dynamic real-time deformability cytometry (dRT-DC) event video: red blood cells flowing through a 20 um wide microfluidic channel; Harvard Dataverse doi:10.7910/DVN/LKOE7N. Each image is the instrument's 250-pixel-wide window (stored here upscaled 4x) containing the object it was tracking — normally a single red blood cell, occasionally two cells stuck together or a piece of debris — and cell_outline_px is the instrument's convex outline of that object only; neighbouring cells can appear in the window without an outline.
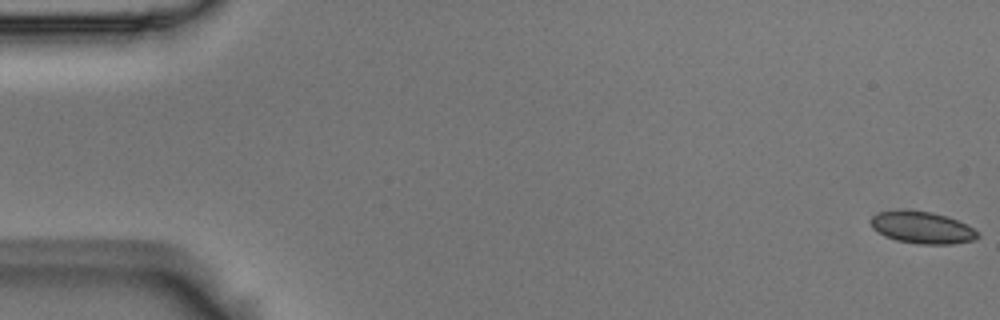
{"species": "Egyptian fruit bat (a non-hibernating species)", "species_latin": "Rousettus aegyptiacus", "temperature_condition": "room temperature", "stored_images_in_passage": 56, "camera_frame_rate_fps": 3000, "um_per_image_px": 0.085, "animal": {"sex": "male"}, "frame": {"image": 1, "passage_image": 1, "time_ms": 0.0, "image_size_px": [1000, 320], "cell_outline_px": [[980, 236], [976, 240], [952, 244], [916, 244], [896, 240], [884, 236], [872, 228], [868, 220], [872, 216], [880, 212], [932, 212], [948, 216], [980, 232]], "centroid_in_image_um": [78.41, 19.38], "position_along_channel_um": 6.6, "area_um2": 19.65}}
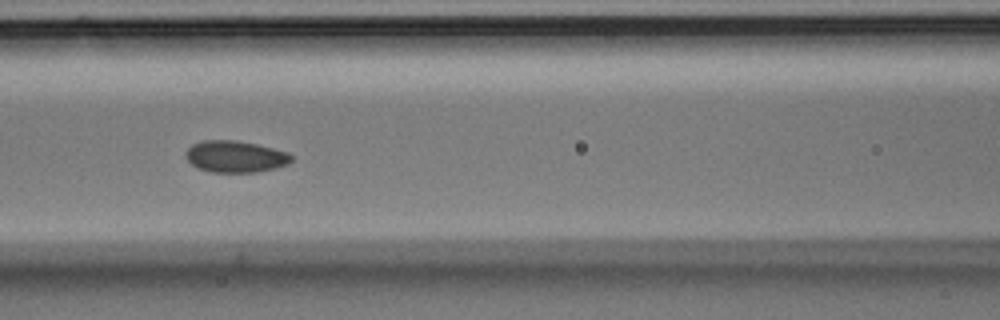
{"frame": {"image": 2, "passage_image": 24, "time_ms": 7.667, "image_size_px": [1000, 320], "cell_outline_px": [[292, 160], [288, 164], [276, 168], [256, 172], [212, 172], [196, 168], [184, 156], [184, 152], [192, 144], [204, 140], [236, 140], [256, 144], [288, 152], [292, 156]], "centroid_in_image_um": [19.98, 13.31], "position_along_channel_um": 146.6, "area_um2": 19.59}}
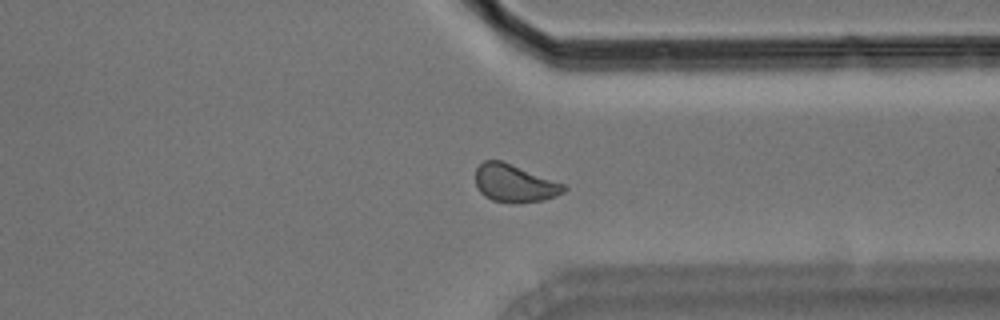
{"frame": {"image": 3, "passage_image": 42, "time_ms": 13.667, "image_size_px": [1000, 320], "cell_outline_px": [[568, 188], [564, 192], [556, 196], [544, 200], [512, 204], [492, 200], [484, 196], [476, 188], [476, 168], [484, 160], [500, 160], [564, 184]], "centroid_in_image_um": [43.71, 15.6], "position_along_channel_um": 367.7, "area_um2": 19.42}, "authors_computed_cell_mechanics": {"area_um2": 19.4786, "velocity_mm_per_s": 3.6969, "shape_relaxation_time_tau1_ms": 3.968, "shape_relaxation_time_tau2_ms": 2.0706, "deformation_change_tau1": 0.0725, "deformation_change_tau2": 0.0682}}